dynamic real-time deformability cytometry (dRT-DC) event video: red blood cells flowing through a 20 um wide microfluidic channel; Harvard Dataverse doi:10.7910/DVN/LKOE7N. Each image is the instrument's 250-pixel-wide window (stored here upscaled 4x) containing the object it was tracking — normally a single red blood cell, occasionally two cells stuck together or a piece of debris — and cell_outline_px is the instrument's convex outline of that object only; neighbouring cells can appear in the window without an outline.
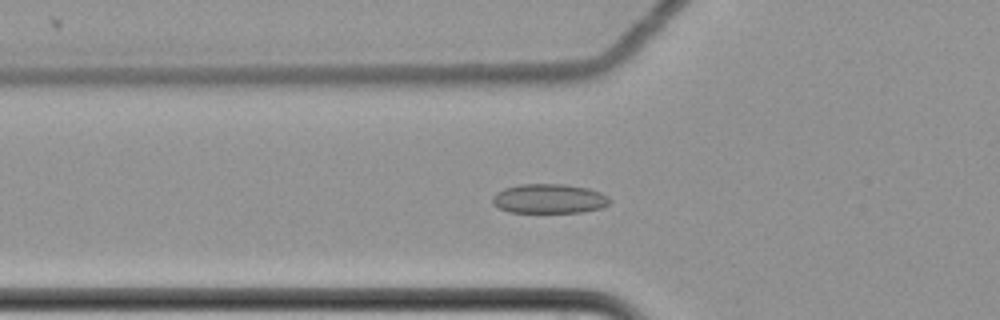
{"species": "common noctule bat (a hibernating species)", "species_latin": "Nyctalus noctula", "temperature_condition": "cold", "stored_images_in_passage": 62, "camera_frame_rate_fps": 3000, "um_per_image_px": 0.085, "animal": {"sex": "female", "body_mass_g": 22.7, "forearm_length_mm": 54.2}, "frame": {"image": 1, "passage_image": 24, "time_ms": 7.667, "image_size_px": [1000, 320], "cell_outline_px": [[612, 200], [604, 208], [584, 212], [508, 212], [492, 204], [492, 196], [496, 192], [504, 188], [520, 184], [564, 184], [588, 188], [600, 192], [608, 196]], "centroid_in_image_um": [46.69, 16.89], "position_along_channel_um": 79.1, "area_um2": 20.35}}
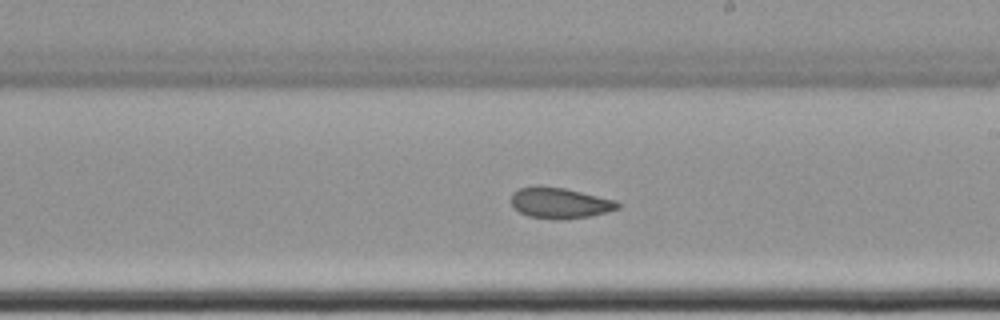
{"frame": {"image": 2, "passage_image": 38, "time_ms": 12.333, "image_size_px": [1000, 320], "cell_outline_px": [[620, 208], [608, 212], [588, 216], [560, 220], [552, 220], [528, 216], [520, 212], [512, 204], [512, 192], [520, 188], [564, 188], [616, 200], [620, 204]], "centroid_in_image_um": [47.63, 17.29], "position_along_channel_um": 241.4, "area_um2": 18.67}}
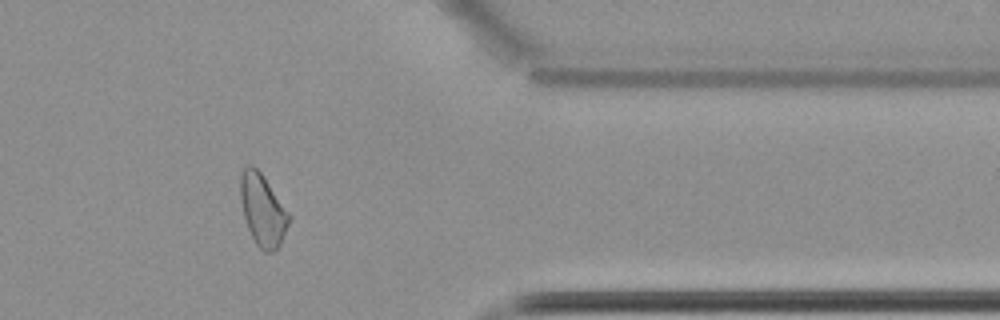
{"frame": {"image": 3, "passage_image": 52, "time_ms": 17.0, "image_size_px": [1000, 320], "cell_outline_px": [[292, 216], [280, 244], [272, 252], [264, 252], [256, 244], [248, 228], [244, 216], [240, 196], [240, 176], [244, 168], [248, 164], [252, 164], [260, 172]], "centroid_in_image_um": [22.33, 17.85], "position_along_channel_um": 389.1, "area_um2": 20.11}, "authors_computed_cell_mechanics": {"area_um2": 20.6635, "velocity_mm_per_s": 3.489, "shape_relaxation_time_tau1_ms": null, "shape_relaxation_time_tau2_ms": 2.9494, "deformation_change_tau1": null, "deformation_change_tau2": 0.0701}}